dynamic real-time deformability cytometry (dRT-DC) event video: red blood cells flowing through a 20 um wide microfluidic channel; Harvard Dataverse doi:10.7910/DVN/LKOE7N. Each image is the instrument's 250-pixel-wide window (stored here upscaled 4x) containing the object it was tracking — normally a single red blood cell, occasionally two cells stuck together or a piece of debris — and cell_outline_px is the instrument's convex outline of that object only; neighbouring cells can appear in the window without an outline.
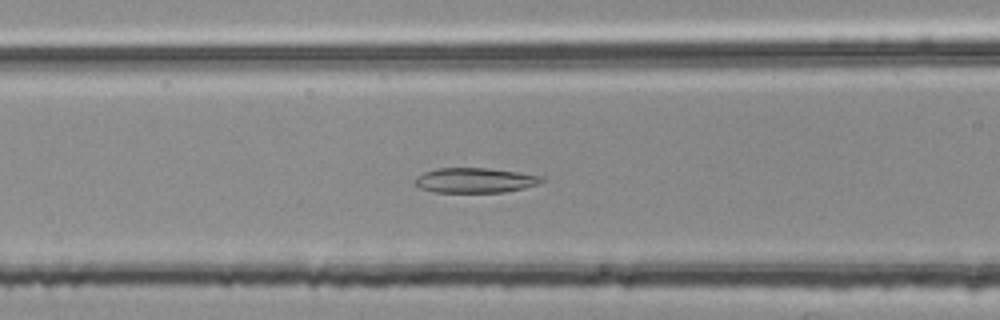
{"species": "common noctule bat (a hibernating species)", "species_latin": "Nyctalus noctula", "temperature_condition": "room temperature", "stored_images_in_passage": 38, "camera_frame_rate_fps": 3000, "um_per_image_px": 0.085, "animal": {"sex": "female", "body_mass_g": 25.1}, "frame": {"image": 1, "passage_image": 7, "time_ms": 2.0, "image_size_px": [1000, 320], "cell_outline_px": [[544, 180], [536, 184], [524, 188], [504, 192], [432, 192], [420, 188], [412, 184], [416, 176], [424, 172], [436, 168], [488, 168], [516, 172], [540, 176]], "centroid_in_image_um": [40.28, 15.33], "position_along_channel_um": 126.3, "area_um2": 18.38}}
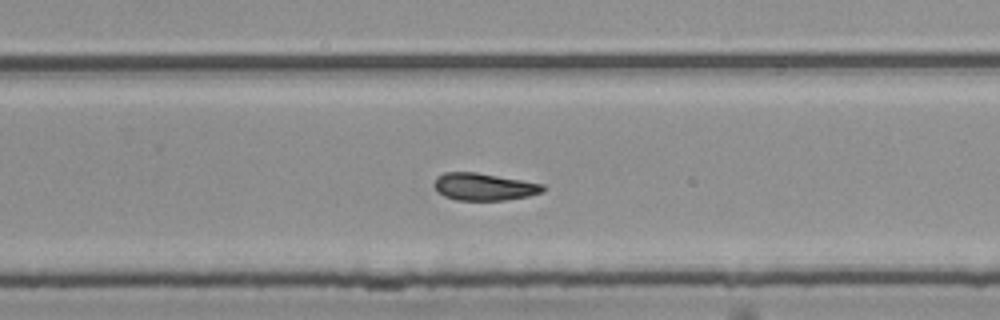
{"frame": {"image": 2, "passage_image": 20, "time_ms": 6.333, "image_size_px": [1000, 320], "cell_outline_px": [[544, 192], [528, 196], [504, 200], [456, 200], [444, 196], [432, 184], [436, 176], [444, 172], [476, 172], [544, 184]], "centroid_in_image_um": [41.12, 15.87], "position_along_channel_um": 288.7, "area_um2": 17.28}}
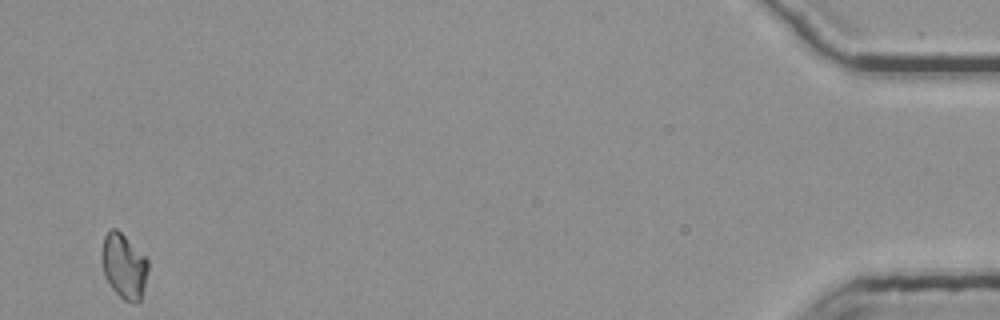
{"frame": {"image": 3, "passage_image": 38, "time_ms": 12.333, "image_size_px": [1000, 320], "cell_outline_px": [[148, 268], [140, 300], [136, 304], [124, 300], [112, 288], [104, 276], [100, 256], [100, 252], [104, 236], [108, 228], [116, 228], [148, 260]], "centroid_in_image_um": [10.48, 22.6], "position_along_channel_um": 424.7, "area_um2": 17.46}, "authors_computed_cell_mechanics": {"area_um2": 17.5712, "velocity_mm_per_s": 3.7674, "shape_relaxation_time_tau1_ms": null, "shape_relaxation_time_tau2_ms": 5.4042, "deformation_change_tau1": null, "deformation_change_tau2": 0.1243}}